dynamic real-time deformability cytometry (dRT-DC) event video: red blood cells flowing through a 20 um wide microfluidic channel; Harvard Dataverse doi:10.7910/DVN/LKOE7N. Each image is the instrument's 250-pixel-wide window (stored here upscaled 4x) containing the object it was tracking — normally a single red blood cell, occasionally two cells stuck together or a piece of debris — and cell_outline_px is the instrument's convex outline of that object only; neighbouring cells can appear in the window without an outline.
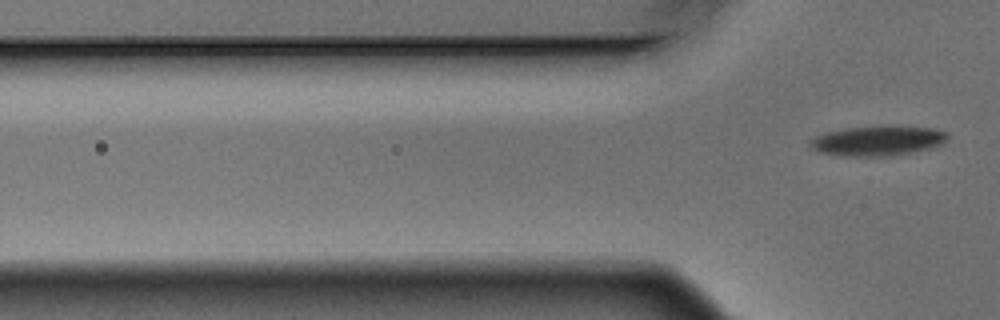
{"species": "Egyptian fruit bat (a non-hibernating species)", "species_latin": "Rousettus aegyptiacus", "temperature_condition": "warm", "stored_images_in_passage": 3, "camera_frame_rate_fps": 3000, "um_per_image_px": 0.085, "animal": {"sex": "male"}, "frame": {"image": 1, "passage_image": 3, "time_ms": 0.667, "image_size_px": [1000, 320], "cell_outline_px": [[948, 136], [944, 144], [932, 148], [916, 152], [892, 156], [836, 156], [820, 152], [812, 148], [808, 144], [816, 136], [824, 132], [844, 128], [932, 128], [944, 132]], "centroid_in_image_um": [74.57, 12.02], "position_along_channel_um": 51.2, "area_um2": 23.41}}